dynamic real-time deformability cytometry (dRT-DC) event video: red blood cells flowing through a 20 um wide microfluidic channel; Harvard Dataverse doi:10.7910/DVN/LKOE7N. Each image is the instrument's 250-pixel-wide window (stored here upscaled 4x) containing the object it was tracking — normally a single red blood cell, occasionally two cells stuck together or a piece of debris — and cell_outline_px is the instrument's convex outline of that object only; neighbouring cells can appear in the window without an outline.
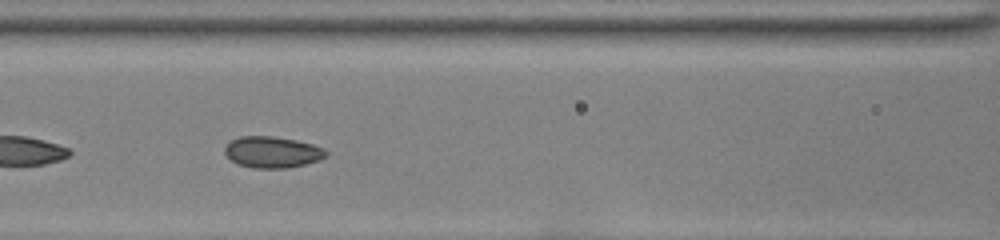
{"species": "common noctule bat (a hibernating species)", "species_latin": "Nyctalus noctula", "temperature_condition": "room temperature", "stored_images_in_passage": 43, "camera_frame_rate_fps": 3000, "um_per_image_px": 0.085, "animal": {"sex": "female", "body_mass_g": 22.0, "forearm_length_mm": 56.7}, "frame": {"image": 1, "passage_image": 16, "time_ms": 5.0, "image_size_px": [1000, 240], "cell_outline_px": [[328, 156], [320, 160], [288, 168], [252, 168], [236, 164], [224, 152], [224, 148], [232, 140], [240, 136], [272, 136], [296, 140], [312, 144], [324, 148], [328, 152]], "centroid_in_image_um": [23.17, 12.93], "position_along_channel_um": 143.4, "area_um2": 18.55}}
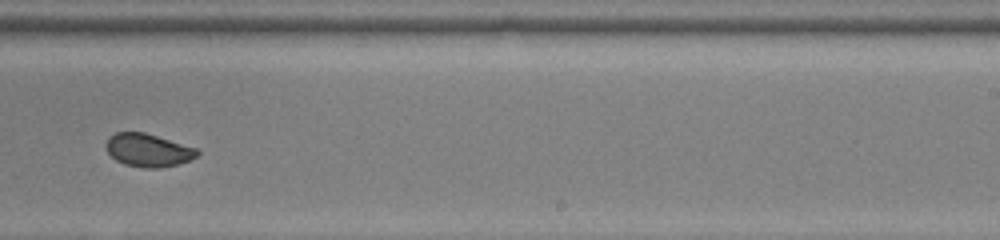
{"frame": {"image": 2, "passage_image": 26, "time_ms": 8.333, "image_size_px": [1000, 240], "cell_outline_px": [[200, 152], [196, 156], [180, 164], [160, 168], [144, 168], [124, 164], [116, 160], [108, 152], [108, 136], [116, 132], [144, 132], [196, 148]], "centroid_in_image_um": [12.6, 12.77], "position_along_channel_um": 276.4, "area_um2": 17.34}}
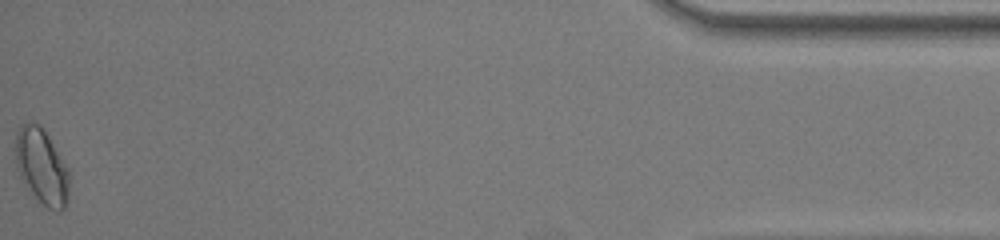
{"frame": {"image": 3, "passage_image": 43, "time_ms": 14.0, "image_size_px": [1000, 240], "cell_outline_px": [[68, 204], [60, 212], [56, 212], [48, 208], [32, 192], [20, 176], [16, 168], [16, 132], [24, 124], [40, 124], [44, 128], [68, 168]], "centroid_in_image_um": [3.57, 14.16], "position_along_channel_um": 431.6, "area_um2": 23.29}, "authors_computed_cell_mechanics": {"area_um2": 18.6116, "velocity_mm_per_s": 4.0061, "shape_relaxation_time_tau1_ms": 4.2182, "shape_relaxation_time_tau2_ms": 1.2189, "deformation_change_tau1": 0.1149, "deformation_change_tau2": 0.0464}}